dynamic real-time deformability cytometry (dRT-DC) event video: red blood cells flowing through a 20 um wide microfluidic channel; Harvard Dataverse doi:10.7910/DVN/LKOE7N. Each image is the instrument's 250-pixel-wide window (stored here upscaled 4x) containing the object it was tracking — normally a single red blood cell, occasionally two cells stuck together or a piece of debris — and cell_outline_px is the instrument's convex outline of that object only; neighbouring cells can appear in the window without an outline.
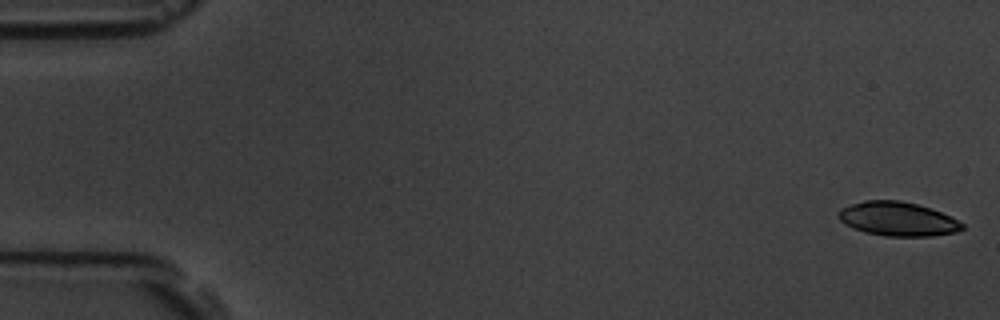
{"species": "common noctule bat (a hibernating species)", "species_latin": "Nyctalus noctula", "temperature_condition": "room temperature", "stored_images_in_passage": 6, "camera_frame_rate_fps": 3000, "um_per_image_px": 0.085, "animal": {"sex": "male", "body_mass_g": 19.5, "forearm_length_mm": 54.6}, "frame": {"image": 1, "passage_image": 1, "time_ms": 0.0, "image_size_px": [1000, 320], "cell_outline_px": [[964, 228], [960, 232], [932, 236], [884, 236], [864, 232], [852, 228], [844, 224], [836, 216], [836, 212], [840, 208], [864, 200], [900, 200], [916, 204], [940, 212], [964, 224]], "centroid_in_image_um": [76.26, 18.62], "position_along_channel_um": 8.7, "area_um2": 24.68}}
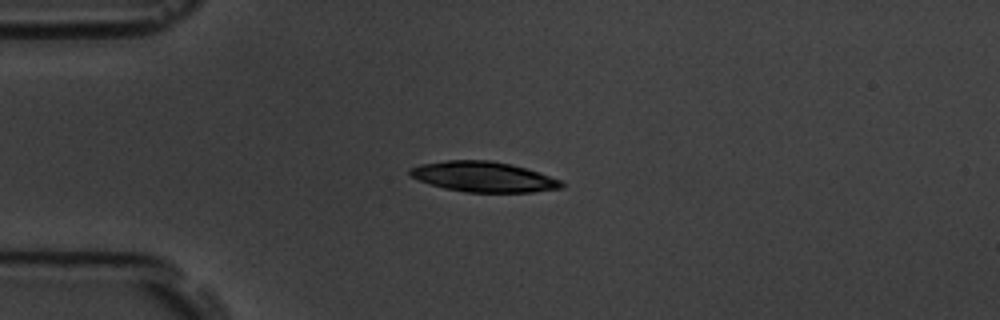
{"frame": {"image": 2, "passage_image": 5, "time_ms": 4.333, "image_size_px": [1000, 320], "cell_outline_px": [[564, 188], [532, 192], [464, 192], [444, 188], [420, 180], [412, 176], [408, 172], [408, 168], [420, 164], [444, 160], [492, 160], [512, 164], [560, 180], [564, 184]], "centroid_in_image_um": [41.08, 15.02], "position_along_channel_um": 43.9, "area_um2": 26.65}}